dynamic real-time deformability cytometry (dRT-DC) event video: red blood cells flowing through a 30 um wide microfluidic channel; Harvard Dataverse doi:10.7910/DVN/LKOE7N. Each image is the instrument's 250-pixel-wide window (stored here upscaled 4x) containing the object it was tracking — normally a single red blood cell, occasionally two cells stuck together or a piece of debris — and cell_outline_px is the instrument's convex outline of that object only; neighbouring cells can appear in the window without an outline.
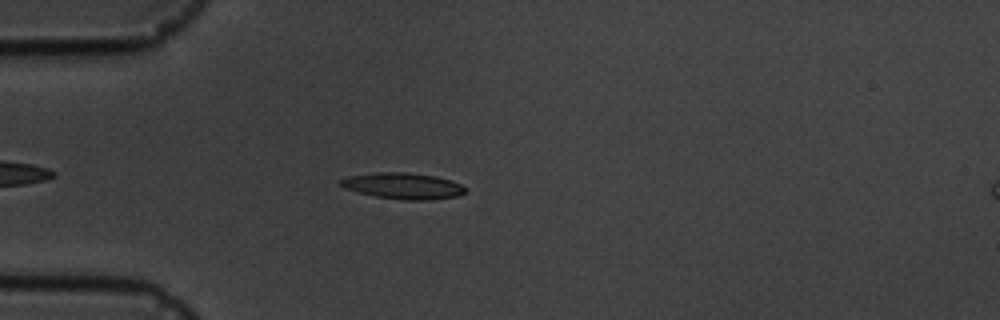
{"species": "common noctule bat (a hibernating species)", "species_latin": "Nyctalus noctula", "temperature_condition": "cold", "stored_images_in_passage": 5, "camera_frame_rate_fps": 3000, "um_per_image_px": 0.085, "animal": {"sex": "male", "body_mass_g": 19.5, "forearm_length_mm": 54.6}, "frame": {"image": 1, "passage_image": 5, "time_ms": 4.333, "image_size_px": [1000, 320], "cell_outline_px": [[468, 192], [460, 196], [428, 200], [404, 200], [376, 196], [344, 188], [336, 184], [340, 180], [348, 176], [380, 172], [408, 172], [436, 176], [460, 184], [468, 188]], "centroid_in_image_um": [34.29, 15.8], "position_along_channel_um": 50.7, "area_um2": 19.13}}